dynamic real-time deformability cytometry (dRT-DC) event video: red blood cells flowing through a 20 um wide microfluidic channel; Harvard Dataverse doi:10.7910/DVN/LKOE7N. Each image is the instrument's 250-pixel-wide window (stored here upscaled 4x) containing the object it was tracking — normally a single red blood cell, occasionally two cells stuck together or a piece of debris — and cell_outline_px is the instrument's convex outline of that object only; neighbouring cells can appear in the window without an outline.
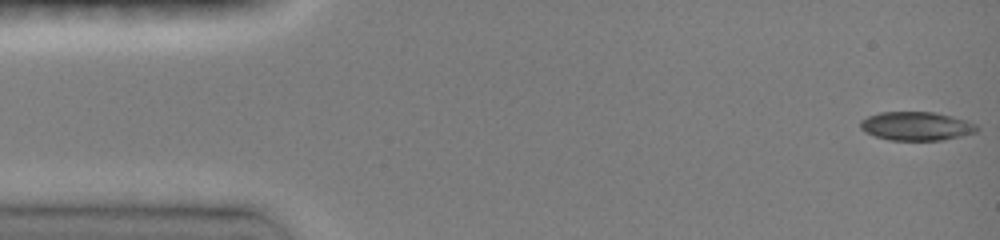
{"species": "common noctule bat (a hibernating species)", "species_latin": "Nyctalus noctula", "temperature_condition": "room temperature", "stored_images_in_passage": 72, "camera_frame_rate_fps": 3000, "um_per_image_px": 0.085, "animal": {"sex": "female", "body_mass_g": 19.0, "forearm_length_mm": 51.5}, "frame": {"image": 1, "passage_image": 1, "time_ms": 0.0, "image_size_px": [1000, 240], "cell_outline_px": [[980, 128], [976, 132], [944, 140], [888, 140], [864, 132], [860, 128], [860, 120], [868, 116], [880, 112], [932, 112], [952, 116], [976, 124]], "centroid_in_image_um": [77.87, 10.72], "position_along_channel_um": 7.1, "area_um2": 19.48}}
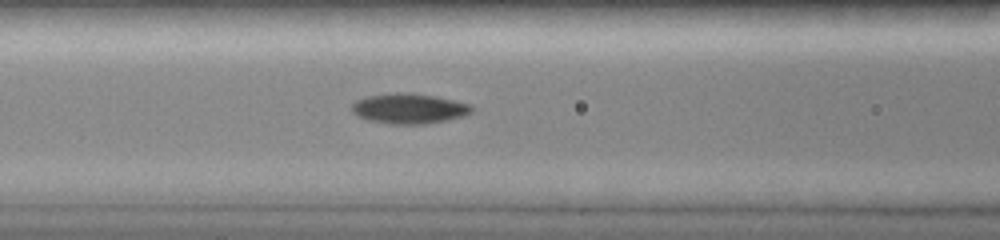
{"frame": {"image": 2, "passage_image": 24, "time_ms": 6.0, "image_size_px": [1000, 240], "cell_outline_px": [[476, 108], [472, 112], [464, 116], [448, 120], [428, 124], [388, 124], [368, 120], [356, 116], [352, 112], [352, 104], [356, 100], [368, 96], [388, 92], [404, 92], [436, 96], [472, 104]], "centroid_in_image_um": [34.8, 9.23], "position_along_channel_um": 131.8, "area_um2": 21.56}}
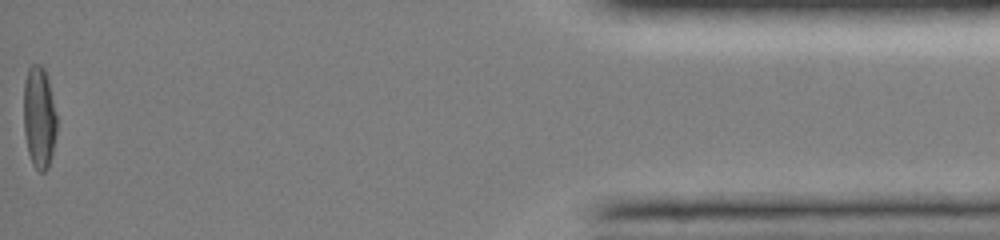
{"frame": {"image": 3, "passage_image": 72, "time_ms": 15.333, "image_size_px": [1000, 240], "cell_outline_px": [[56, 132], [52, 152], [48, 168], [44, 172], [40, 172], [32, 164], [28, 152], [24, 132], [24, 80], [28, 68], [32, 64], [40, 64], [44, 68], [48, 80], [56, 116]], "centroid_in_image_um": [3.31, 9.97], "position_along_channel_um": 431.9, "area_um2": 19.54}, "authors_computed_cell_mechanics": {"area_um2": 19.4786, "velocity_mm_per_s": 4.0885, "shape_relaxation_time_tau1_ms": 4.002, "shape_relaxation_time_tau2_ms": 7.5286, "deformation_change_tau1": 0.1847, "deformation_change_tau2": 0.1167}}